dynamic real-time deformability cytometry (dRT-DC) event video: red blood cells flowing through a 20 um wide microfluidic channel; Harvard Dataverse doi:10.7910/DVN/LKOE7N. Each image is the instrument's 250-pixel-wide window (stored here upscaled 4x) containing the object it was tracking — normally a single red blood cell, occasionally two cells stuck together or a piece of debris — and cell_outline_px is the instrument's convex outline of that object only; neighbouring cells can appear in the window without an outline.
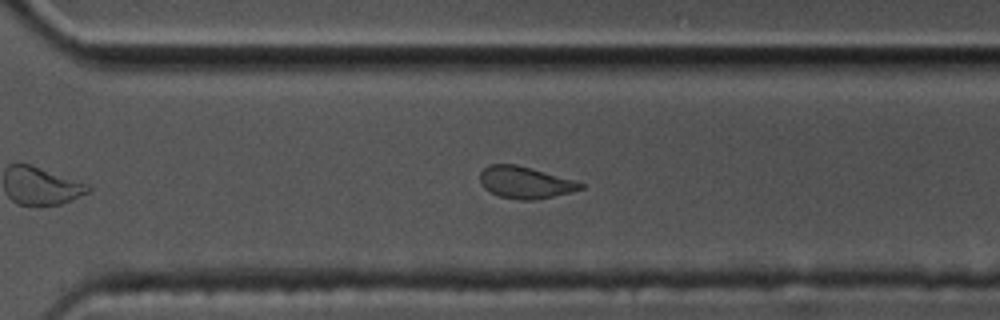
{"species": "common noctule bat (a hibernating species)", "species_latin": "Nyctalus noctula", "temperature_condition": "cold", "stored_images_in_passage": 42, "camera_frame_rate_fps": 3000, "um_per_image_px": 0.085, "animal": {"sex": "male", "body_mass_g": 17.5, "forearm_length_mm": 52.3}, "frame": {"image": 1, "passage_image": 30, "time_ms": 9.667, "image_size_px": [1000, 320], "cell_outline_px": [[584, 188], [572, 192], [536, 200], [520, 200], [500, 196], [484, 188], [480, 184], [480, 172], [488, 164], [516, 164], [576, 180], [584, 184]], "centroid_in_image_um": [44.65, 15.51], "position_along_channel_um": 325.9, "area_um2": 18.79}, "authors_computed_cell_mechanics": {"area_um2": 19.7965, "velocity_mm_per_s": 3.49, "shape_relaxation_time_tau1_ms": 5.8726, "shape_relaxation_time_tau2_ms": 2.3706, "deformation_change_tau1": 0.1546, "deformation_change_tau2": 0.0675}}